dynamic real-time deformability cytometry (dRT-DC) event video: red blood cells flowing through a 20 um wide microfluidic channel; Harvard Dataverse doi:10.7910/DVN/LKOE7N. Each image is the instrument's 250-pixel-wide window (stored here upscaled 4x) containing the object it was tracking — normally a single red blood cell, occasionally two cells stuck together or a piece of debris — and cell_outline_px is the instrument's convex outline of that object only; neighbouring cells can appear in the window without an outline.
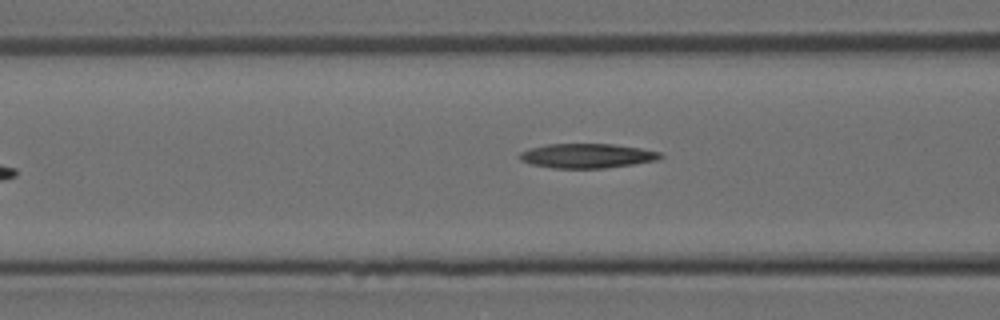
{"species": "Egyptian fruit bat (a non-hibernating species)", "species_latin": "Rousettus aegyptiacus", "temperature_condition": "room temperature", "stored_images_in_passage": 7, "camera_frame_rate_fps": 3000, "um_per_image_px": 0.085, "animal": {"sex": "female"}, "frame": {"image": 1, "passage_image": 7, "time_ms": 2.0, "image_size_px": [1000, 320], "cell_outline_px": [[664, 156], [656, 160], [632, 164], [604, 168], [552, 168], [532, 164], [520, 160], [516, 156], [520, 152], [528, 148], [548, 144], [612, 144], [640, 148], [660, 152]], "centroid_in_image_um": [49.84, 13.24], "position_along_channel_um": 116.8, "area_um2": 20.06}}